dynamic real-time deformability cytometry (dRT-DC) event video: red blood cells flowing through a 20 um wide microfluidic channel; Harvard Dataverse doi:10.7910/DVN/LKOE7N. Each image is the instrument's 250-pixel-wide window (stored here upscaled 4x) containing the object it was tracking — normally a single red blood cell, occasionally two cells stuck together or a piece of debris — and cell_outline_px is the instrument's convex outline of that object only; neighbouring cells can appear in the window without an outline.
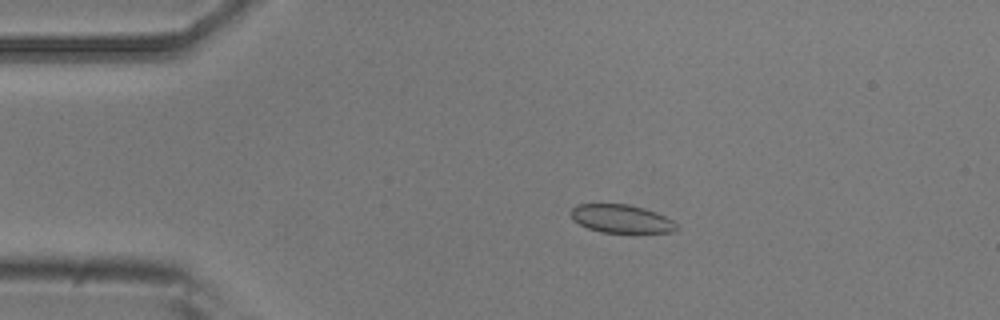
{"species": "common noctule bat (a hibernating species)", "species_latin": "Nyctalus noctula", "temperature_condition": "room temperature", "stored_images_in_passage": 4, "camera_frame_rate_fps": 3000, "um_per_image_px": 0.085, "animal": {"sex": "male", "body_mass_g": 20.5, "forearm_length_mm": 52.5}, "frame": {"image": 1, "passage_image": 3, "time_ms": 3.0, "image_size_px": [1000, 320], "cell_outline_px": [[680, 228], [672, 232], [640, 236], [600, 232], [588, 228], [572, 220], [572, 208], [576, 204], [628, 204], [644, 208], [656, 212], [672, 220]], "centroid_in_image_um": [52.89, 18.66], "position_along_channel_um": 32.1, "area_um2": 18.32}}